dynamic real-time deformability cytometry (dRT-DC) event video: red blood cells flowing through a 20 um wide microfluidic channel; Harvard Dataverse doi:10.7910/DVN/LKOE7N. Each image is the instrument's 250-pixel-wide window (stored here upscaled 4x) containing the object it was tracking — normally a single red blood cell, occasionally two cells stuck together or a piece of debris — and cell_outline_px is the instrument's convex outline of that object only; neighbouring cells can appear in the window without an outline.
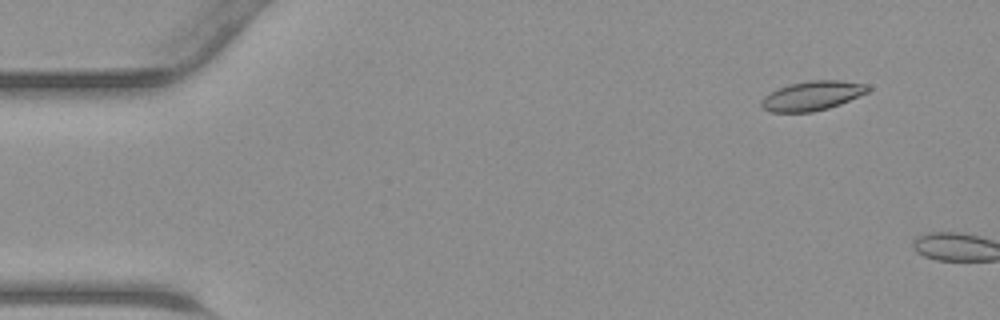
{"species": "common noctule bat (a hibernating species)", "species_latin": "Nyctalus noctula", "temperature_condition": "warm", "stored_images_in_passage": 6, "camera_frame_rate_fps": 3000, "um_per_image_px": 0.085, "animal": {"sex": "male", "body_mass_g": 23.1, "forearm_length_mm": 52.7}, "frame": {"image": 1, "passage_image": 4, "time_ms": 1.0, "image_size_px": [1000, 320], "cell_outline_px": [[872, 88], [868, 92], [840, 104], [828, 108], [812, 112], [772, 112], [764, 108], [760, 104], [760, 100], [764, 96], [788, 84], [808, 80], [840, 80], [864, 84]], "centroid_in_image_um": [69.04, 8.13], "position_along_channel_um": 16.0, "area_um2": 18.15}}